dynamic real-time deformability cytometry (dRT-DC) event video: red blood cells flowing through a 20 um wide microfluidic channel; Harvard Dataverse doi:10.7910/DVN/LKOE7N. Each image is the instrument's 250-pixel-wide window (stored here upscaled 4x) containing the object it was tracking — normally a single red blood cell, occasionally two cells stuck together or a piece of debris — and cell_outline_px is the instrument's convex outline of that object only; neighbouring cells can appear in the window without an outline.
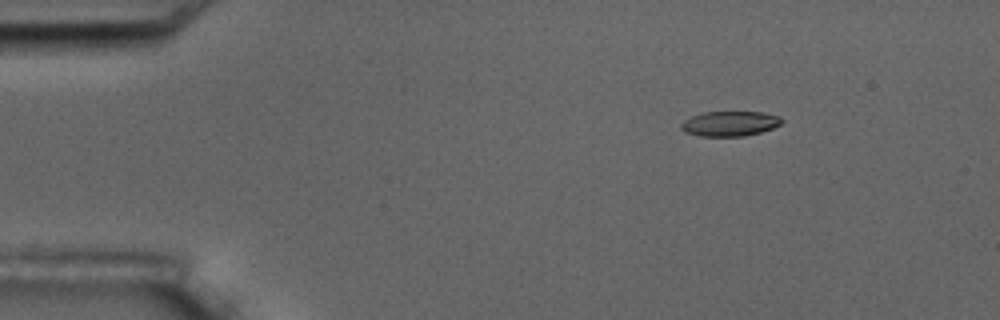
{"species": "common noctule bat (a hibernating species)", "species_latin": "Nyctalus noctula", "temperature_condition": "room temperature", "stored_images_in_passage": 12, "camera_frame_rate_fps": 3000, "um_per_image_px": 0.085, "animal": {"sex": "male", "body_mass_g": 17.5, "forearm_length_mm": 52.3}, "frame": {"image": 1, "passage_image": 3, "time_ms": 2.333, "image_size_px": [1000, 320], "cell_outline_px": [[784, 120], [780, 124], [772, 128], [760, 132], [744, 136], [700, 136], [684, 132], [680, 128], [680, 124], [684, 120], [692, 116], [704, 112], [760, 112], [780, 116]], "centroid_in_image_um": [62.02, 10.51], "position_along_channel_um": 23.0, "area_um2": 14.62}}
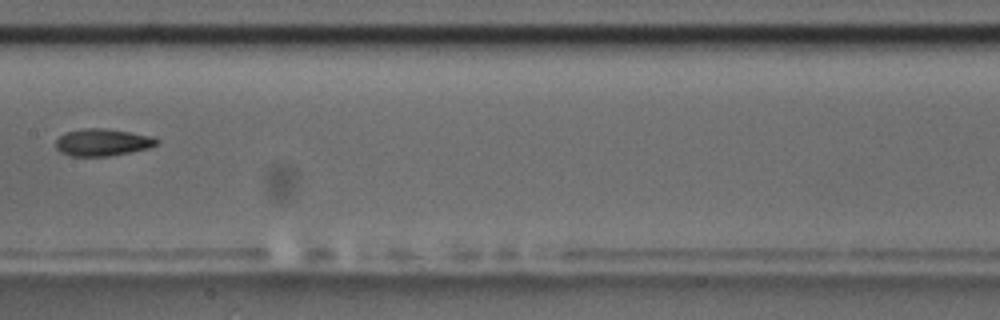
{"frame": {"image": 2, "passage_image": 9, "time_ms": 9.333, "image_size_px": [1000, 320], "cell_outline_px": [[160, 140], [156, 144], [148, 148], [108, 156], [72, 156], [60, 152], [56, 148], [56, 140], [64, 132], [84, 128], [104, 128], [152, 136]], "centroid_in_image_um": [8.68, 12.09], "position_along_channel_um": 198.7, "area_um2": 15.84}}
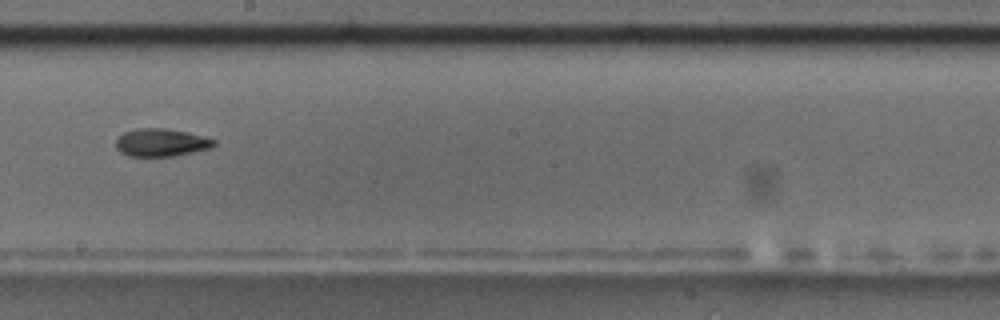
{"frame": {"image": 3, "passage_image": 10, "time_ms": 10.333, "image_size_px": [1000, 320], "cell_outline_px": [[216, 144], [212, 148], [172, 156], [128, 156], [120, 152], [116, 148], [116, 140], [124, 132], [136, 128], [164, 128], [188, 132], [216, 140]], "centroid_in_image_um": [13.7, 12.11], "position_along_channel_um": 234.5, "area_um2": 15.9}}